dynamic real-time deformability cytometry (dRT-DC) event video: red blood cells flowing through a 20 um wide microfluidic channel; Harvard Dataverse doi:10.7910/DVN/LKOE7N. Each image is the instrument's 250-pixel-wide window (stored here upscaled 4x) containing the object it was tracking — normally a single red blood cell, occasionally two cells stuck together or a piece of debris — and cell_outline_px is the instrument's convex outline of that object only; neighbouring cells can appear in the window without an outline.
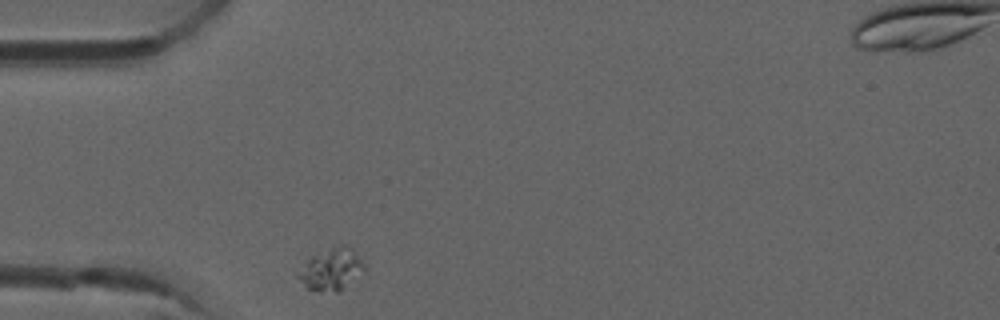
{"species": "common noctule bat (a hibernating species)", "species_latin": "Nyctalus noctula", "temperature_condition": "room temperature", "stored_images_in_passage": 2, "camera_frame_rate_fps": 3000, "um_per_image_px": 0.085, "animal": {"sex": "male", "forearm_length_mm": 52.5}, "frame": {"image": 1, "passage_image": 1, "time_ms": 0.0, "image_size_px": [1000, 320], "cell_outline_px": [[364, 268], [336, 292], [320, 292], [308, 288], [296, 276], [308, 260], [312, 256], [332, 248], [352, 248], [364, 264]], "centroid_in_image_um": [28.11, 22.93], "position_along_channel_um": 56.9, "area_um2": 14.85}}